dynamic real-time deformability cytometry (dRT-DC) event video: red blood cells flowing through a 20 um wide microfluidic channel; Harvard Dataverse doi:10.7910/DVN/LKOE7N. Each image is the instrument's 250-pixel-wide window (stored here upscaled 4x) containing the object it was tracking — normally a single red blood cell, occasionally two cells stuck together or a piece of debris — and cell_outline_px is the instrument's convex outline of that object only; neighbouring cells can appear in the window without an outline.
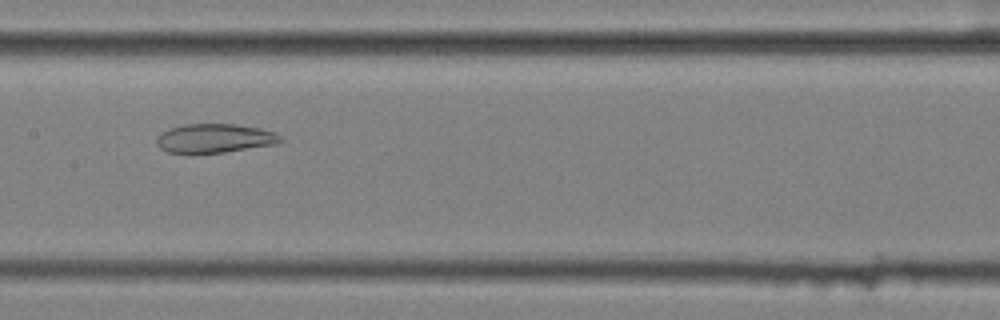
{"species": "common noctule bat (a hibernating species)", "species_latin": "Nyctalus noctula", "temperature_condition": "cold", "stored_images_in_passage": 46, "camera_frame_rate_fps": 3000, "um_per_image_px": 0.085, "animal": {"sex": "female", "body_mass_g": 25.1}, "frame": {"image": 1, "passage_image": 18, "time_ms": 5.667, "image_size_px": [1000, 320], "cell_outline_px": [[284, 140], [276, 144], [224, 152], [188, 156], [168, 152], [160, 148], [156, 144], [156, 136], [160, 132], [168, 128], [184, 124], [236, 124], [260, 128], [276, 132]], "centroid_in_image_um": [18.17, 11.78], "position_along_channel_um": 189.2, "area_um2": 21.73}}
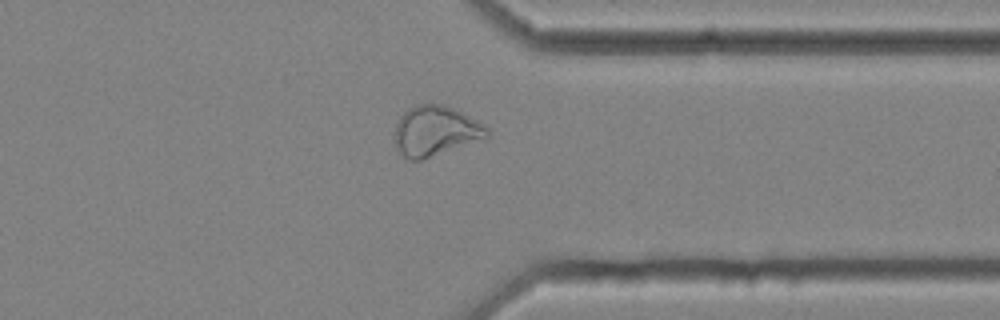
{"frame": {"image": 2, "passage_image": 34, "time_ms": 11.0, "image_size_px": [1000, 320], "cell_outline_px": [[492, 136], [484, 140], [420, 160], [408, 160], [396, 148], [396, 124], [400, 116], [408, 108], [420, 104], [444, 104], [484, 124], [488, 128]], "centroid_in_image_um": [37.06, 11.14], "position_along_channel_um": 374.3, "area_um2": 26.99}}
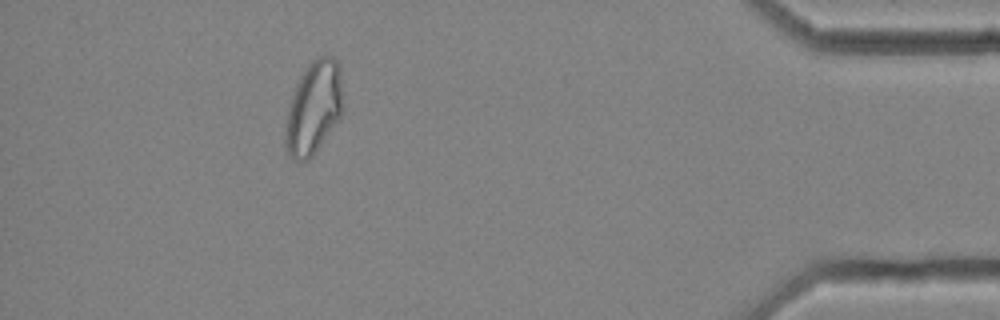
{"frame": {"image": 3, "passage_image": 41, "time_ms": 13.333, "image_size_px": [1000, 320], "cell_outline_px": [[344, 108], [340, 116], [312, 156], [308, 160], [292, 160], [288, 156], [284, 144], [284, 132], [288, 108], [296, 84], [300, 76], [308, 64], [316, 56], [332, 56], [340, 64]], "centroid_in_image_um": [26.66, 9.14], "position_along_channel_um": 408.5, "area_um2": 31.44}, "authors_computed_cell_mechanics": {"area_um2": 26.6458, "velocity_mm_per_s": 3.4967, "shape_relaxation_time_tau1_ms": null, "shape_relaxation_time_tau2_ms": 3.896, "deformation_change_tau1": null, "deformation_change_tau2": 0.1113}}